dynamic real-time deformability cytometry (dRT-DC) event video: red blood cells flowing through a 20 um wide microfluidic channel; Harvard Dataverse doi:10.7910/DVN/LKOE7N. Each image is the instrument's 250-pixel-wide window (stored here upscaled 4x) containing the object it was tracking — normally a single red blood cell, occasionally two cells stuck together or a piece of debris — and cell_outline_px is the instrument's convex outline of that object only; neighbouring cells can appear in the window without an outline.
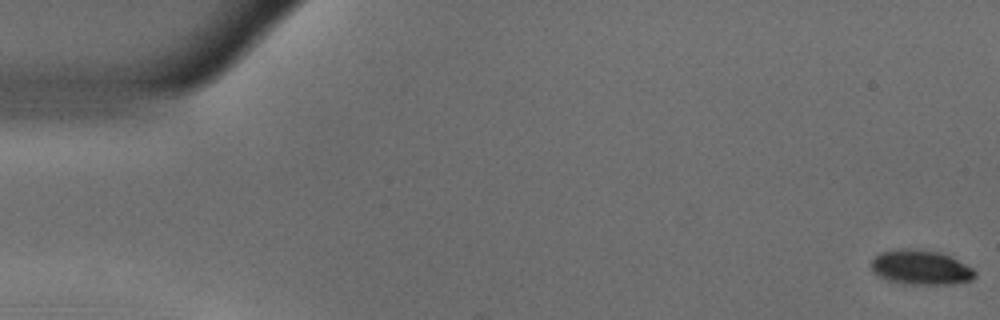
{"species": "common noctule bat (a hibernating species)", "species_latin": "Nyctalus noctula", "temperature_condition": "warm", "stored_images_in_passage": 55, "camera_frame_rate_fps": 3000, "um_per_image_px": 0.085, "animal": {"sex": "male", "body_mass_g": 18.8}, "frame": {"image": 1, "passage_image": 1, "time_ms": 0.0, "image_size_px": [1000, 320], "cell_outline_px": [[976, 276], [972, 280], [952, 284], [908, 284], [888, 280], [876, 276], [872, 268], [872, 260], [880, 252], [904, 248], [912, 248], [940, 252], [972, 268], [976, 272]], "centroid_in_image_um": [78.25, 22.73], "position_along_channel_um": 6.7, "area_um2": 20.81}}
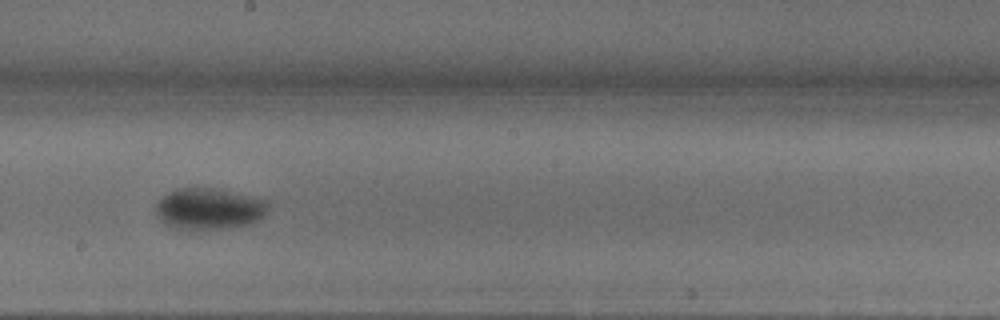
{"frame": {"image": 2, "passage_image": 31, "time_ms": 10.0, "image_size_px": [1000, 320], "cell_outline_px": [[268, 208], [264, 216], [260, 220], [248, 224], [224, 228], [192, 232], [168, 228], [156, 216], [156, 204], [168, 192], [180, 188], [208, 188], [268, 200]], "centroid_in_image_um": [17.71, 17.81], "position_along_channel_um": 230.5, "area_um2": 27.4}}
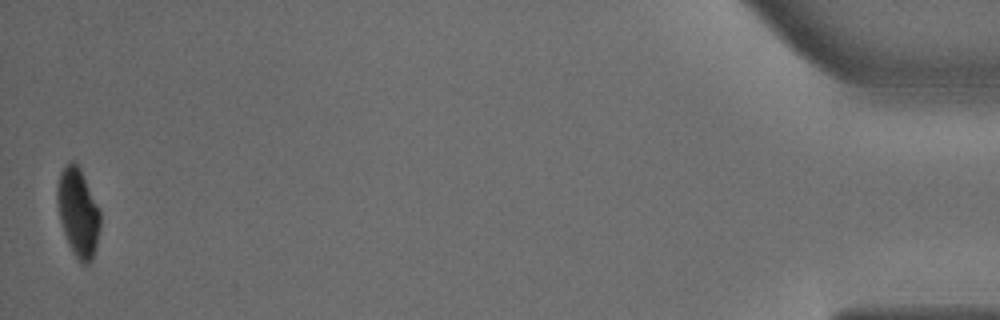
{"frame": {"image": 3, "passage_image": 55, "time_ms": 18.0, "image_size_px": [1000, 320], "cell_outline_px": [[100, 228], [96, 248], [92, 260], [88, 264], [80, 264], [72, 252], [68, 244], [60, 220], [56, 200], [56, 192], [60, 172], [72, 160], [80, 168], [100, 208]], "centroid_in_image_um": [6.65, 18.1], "position_along_channel_um": 428.6, "area_um2": 22.31}, "authors_computed_cell_mechanics": {"area_um2": 24.854, "velocity_mm_per_s": 3.6487, "shape_relaxation_time_tau1_ms": 5.5659, "shape_relaxation_time_tau2_ms": null, "deformation_change_tau1": 0.1835, "deformation_change_tau2": null}}